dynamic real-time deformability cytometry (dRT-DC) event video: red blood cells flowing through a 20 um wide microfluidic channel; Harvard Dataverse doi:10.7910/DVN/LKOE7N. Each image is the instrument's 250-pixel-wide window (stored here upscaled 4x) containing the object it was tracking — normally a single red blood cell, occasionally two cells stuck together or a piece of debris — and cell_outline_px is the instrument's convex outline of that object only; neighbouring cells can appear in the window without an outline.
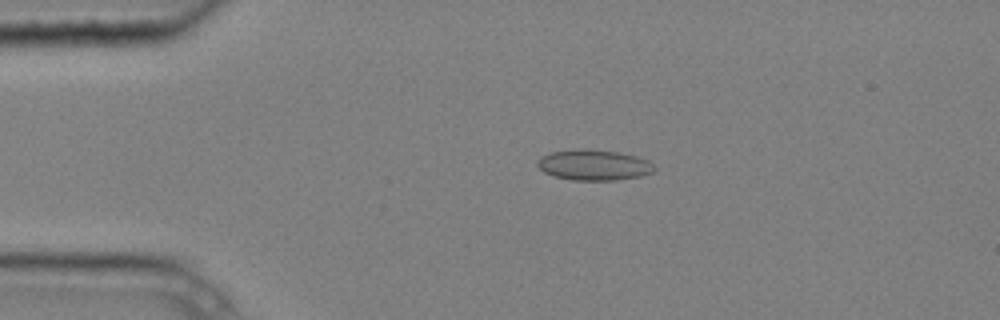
{"species": "common noctule bat (a hibernating species)", "species_latin": "Nyctalus noctula", "temperature_condition": "cold", "stored_images_in_passage": 4, "camera_frame_rate_fps": 3000, "um_per_image_px": 0.085, "animal": {"sex": "male", "body_mass_g": 20.4}, "frame": {"image": 1, "passage_image": 2, "time_ms": 0.333, "image_size_px": [1000, 320], "cell_outline_px": [[656, 168], [652, 172], [640, 176], [616, 180], [572, 180], [552, 176], [544, 172], [536, 164], [536, 160], [540, 156], [552, 152], [616, 152], [636, 156], [648, 160]], "centroid_in_image_um": [50.48, 14.08], "position_along_channel_um": 34.5, "area_um2": 19.94}}
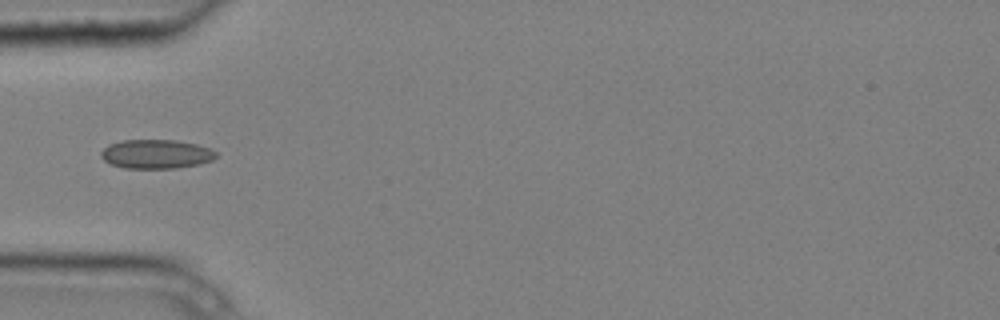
{"frame": {"image": 2, "passage_image": 4, "time_ms": 1.0, "image_size_px": [1000, 320], "cell_outline_px": [[216, 156], [212, 160], [196, 164], [176, 168], [124, 168], [112, 164], [104, 160], [100, 156], [100, 152], [108, 144], [124, 140], [176, 140], [196, 144], [208, 148], [216, 152]], "centroid_in_image_um": [13.23, 13.09], "position_along_channel_um": 71.8, "area_um2": 19.31}}